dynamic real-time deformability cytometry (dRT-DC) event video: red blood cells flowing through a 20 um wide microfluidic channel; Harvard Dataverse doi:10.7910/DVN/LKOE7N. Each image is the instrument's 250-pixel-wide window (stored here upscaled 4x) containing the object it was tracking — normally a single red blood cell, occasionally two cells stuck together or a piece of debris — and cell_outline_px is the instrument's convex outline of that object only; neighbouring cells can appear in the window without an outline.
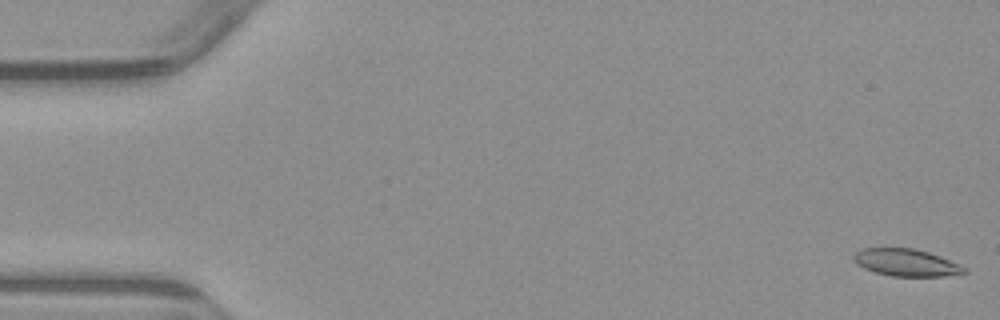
{"species": "common noctule bat (a hibernating species)", "species_latin": "Nyctalus noctula", "temperature_condition": "warm", "stored_images_in_passage": 5, "camera_frame_rate_fps": 3000, "um_per_image_px": 0.085, "animal": {"sex": "male", "body_mass_g": 23.1, "forearm_length_mm": 52.7}, "frame": {"image": 1, "passage_image": 1, "time_ms": 0.0, "image_size_px": [1000, 320], "cell_outline_px": [[968, 272], [944, 276], [892, 276], [876, 272], [864, 268], [856, 264], [852, 260], [852, 256], [856, 252], [864, 248], [912, 248], [928, 252], [940, 256], [968, 268]], "centroid_in_image_um": [77.02, 22.32], "position_along_channel_um": 8.0, "area_um2": 17.51}}
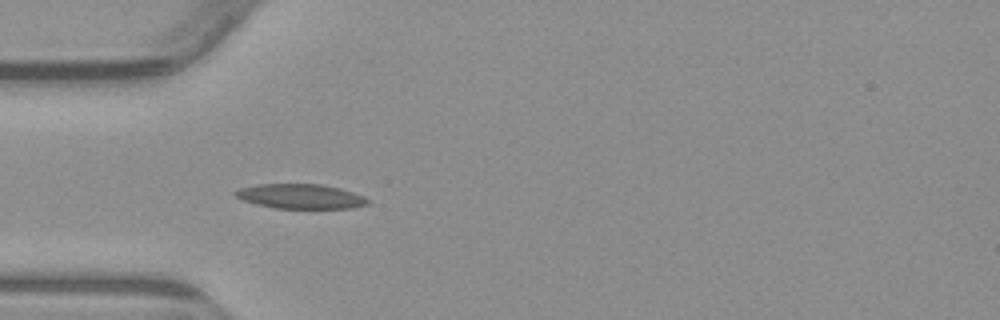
{"frame": {"image": 2, "passage_image": 5, "time_ms": 5.0, "image_size_px": [1000, 320], "cell_outline_px": [[372, 200], [368, 204], [352, 208], [276, 208], [256, 204], [244, 200], [236, 196], [232, 192], [240, 188], [260, 184], [320, 184], [340, 188], [364, 196]], "centroid_in_image_um": [25.58, 16.69], "position_along_channel_um": 59.4, "area_um2": 18.96}}